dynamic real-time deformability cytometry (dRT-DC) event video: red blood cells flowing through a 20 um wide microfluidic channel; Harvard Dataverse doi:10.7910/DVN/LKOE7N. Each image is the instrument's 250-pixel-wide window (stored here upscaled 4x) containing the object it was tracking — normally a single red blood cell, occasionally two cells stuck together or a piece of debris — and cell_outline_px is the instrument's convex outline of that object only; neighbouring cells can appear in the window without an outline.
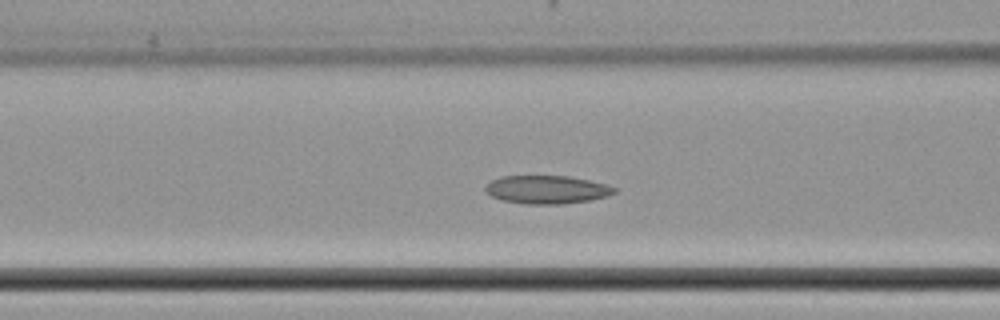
{"species": "common noctule bat (a hibernating species)", "species_latin": "Nyctalus noctula", "temperature_condition": "cold", "stored_images_in_passage": 41, "camera_frame_rate_fps": 3000, "um_per_image_px": 0.085, "animal": {"sex": "female", "body_mass_g": 22.7, "forearm_length_mm": 54.2}, "frame": {"image": 1, "passage_image": 10, "time_ms": 3.0, "image_size_px": [1000, 320], "cell_outline_px": [[616, 192], [608, 196], [588, 200], [564, 204], [524, 204], [504, 200], [492, 196], [484, 188], [492, 180], [500, 176], [568, 176], [588, 180], [604, 184], [616, 188]], "centroid_in_image_um": [46.48, 16.11], "position_along_channel_um": 120.1, "area_um2": 20.98}}
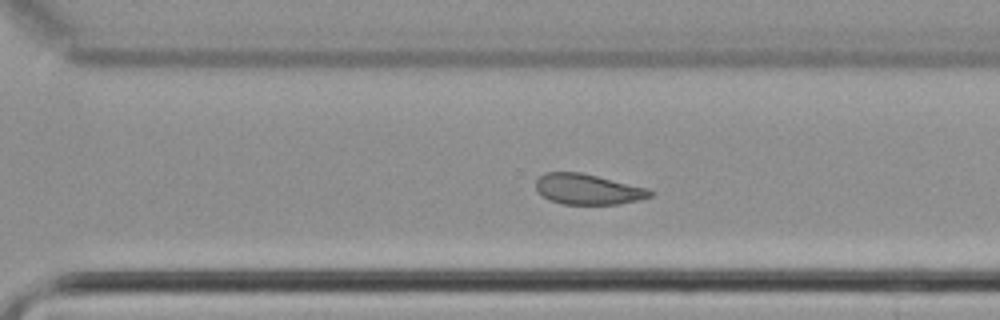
{"frame": {"image": 2, "passage_image": 25, "time_ms": 8.0, "image_size_px": [1000, 320], "cell_outline_px": [[656, 192], [652, 196], [640, 200], [620, 204], [564, 204], [548, 200], [536, 188], [536, 180], [544, 172], [580, 172], [648, 188]], "centroid_in_image_um": [50.01, 16.09], "position_along_channel_um": 320.6, "area_um2": 20.35}}
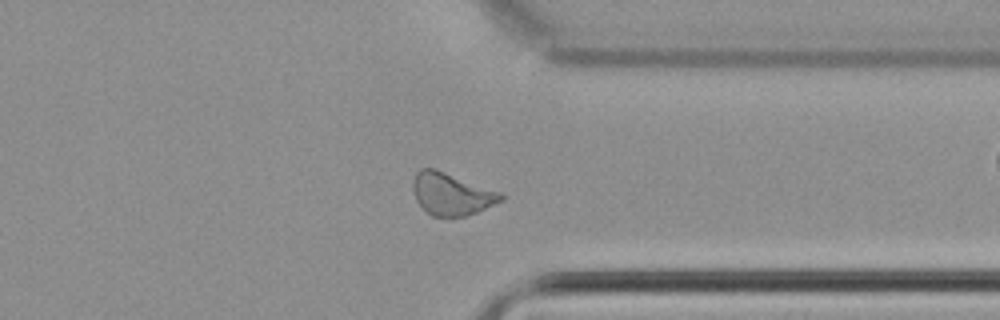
{"frame": {"image": 3, "passage_image": 29, "time_ms": 9.333, "image_size_px": [1000, 320], "cell_outline_px": [[504, 200], [476, 212], [464, 216], [432, 216], [416, 200], [412, 188], [412, 180], [416, 172], [420, 168], [436, 168], [504, 192]], "centroid_in_image_um": [38.4, 16.45], "position_along_channel_um": 373.0, "area_um2": 21.96}}